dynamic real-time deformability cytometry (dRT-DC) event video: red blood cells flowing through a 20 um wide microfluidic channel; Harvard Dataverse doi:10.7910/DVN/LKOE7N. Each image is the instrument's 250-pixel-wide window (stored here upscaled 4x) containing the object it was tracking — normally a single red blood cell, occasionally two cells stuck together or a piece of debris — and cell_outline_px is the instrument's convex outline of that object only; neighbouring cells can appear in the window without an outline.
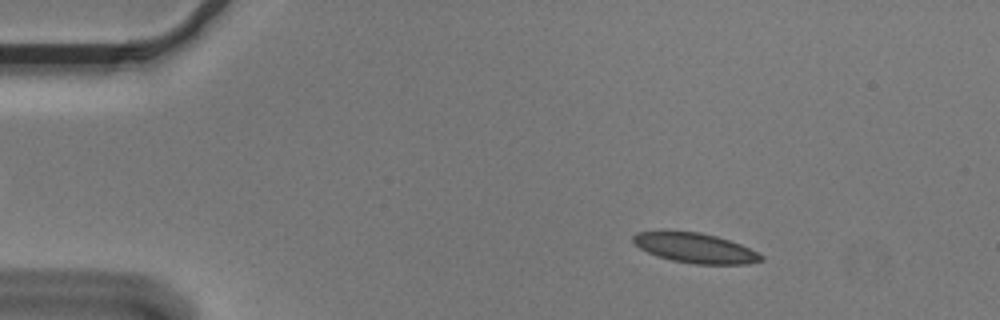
{"species": "Egyptian fruit bat (a non-hibernating species)", "species_latin": "Rousettus aegyptiacus", "temperature_condition": "cold", "stored_images_in_passage": 55, "camera_frame_rate_fps": 3000, "um_per_image_px": 0.085, "animal": {"sex": "male"}, "frame": {"image": 1, "passage_image": 8, "time_ms": 2.333, "image_size_px": [1000, 320], "cell_outline_px": [[764, 260], [748, 264], [696, 264], [672, 260], [656, 256], [640, 248], [632, 240], [632, 236], [636, 232], [668, 228], [700, 232], [716, 236], [740, 244], [764, 256]], "centroid_in_image_um": [59.01, 21.03], "position_along_channel_um": 26.0, "area_um2": 22.83}}
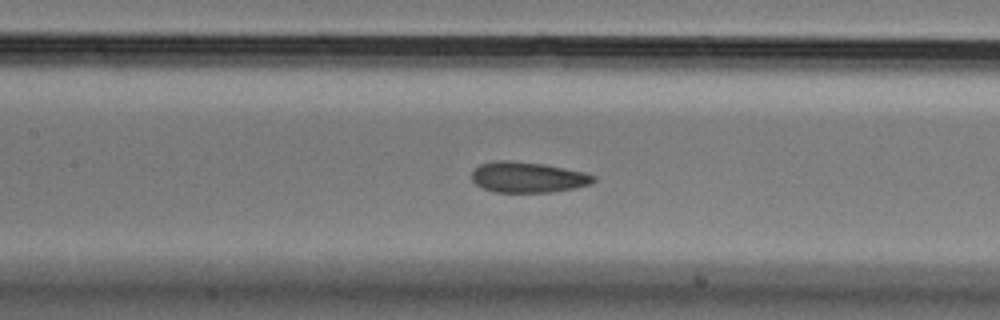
{"frame": {"image": 2, "passage_image": 25, "time_ms": 8.0, "image_size_px": [1000, 320], "cell_outline_px": [[596, 180], [592, 184], [552, 192], [492, 192], [476, 184], [472, 180], [472, 172], [480, 164], [492, 160], [508, 160], [544, 164], [584, 172], [596, 176]], "centroid_in_image_um": [44.86, 15.06], "position_along_channel_um": 162.5, "area_um2": 21.79}}
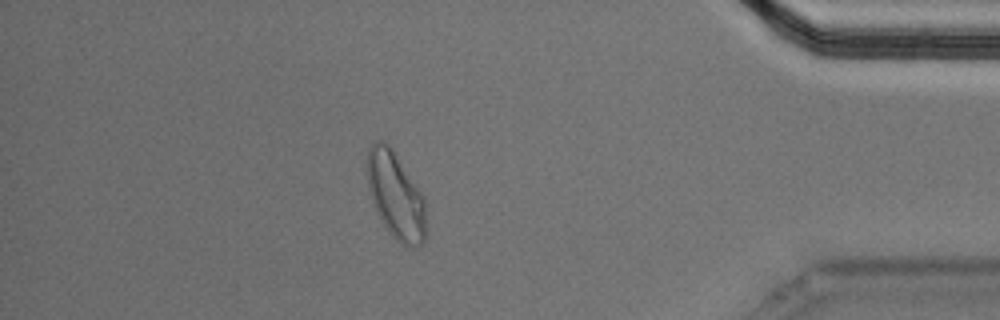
{"frame": {"image": 3, "passage_image": 48, "time_ms": 15.667, "image_size_px": [1000, 320], "cell_outline_px": [[428, 236], [416, 248], [412, 248], [400, 244], [392, 236], [380, 220], [372, 204], [368, 188], [368, 148], [376, 140], [384, 140], [392, 148], [424, 196]], "centroid_in_image_um": [33.66, 16.68], "position_along_channel_um": 401.5, "area_um2": 30.29}, "authors_computed_cell_mechanics": {"area_um2": 22.4842, "velocity_mm_per_s": 3.5982, "shape_relaxation_time_tau1_ms": null, "shape_relaxation_time_tau2_ms": 1.2728, "deformation_change_tau1": null, "deformation_change_tau2": 0.0674}}